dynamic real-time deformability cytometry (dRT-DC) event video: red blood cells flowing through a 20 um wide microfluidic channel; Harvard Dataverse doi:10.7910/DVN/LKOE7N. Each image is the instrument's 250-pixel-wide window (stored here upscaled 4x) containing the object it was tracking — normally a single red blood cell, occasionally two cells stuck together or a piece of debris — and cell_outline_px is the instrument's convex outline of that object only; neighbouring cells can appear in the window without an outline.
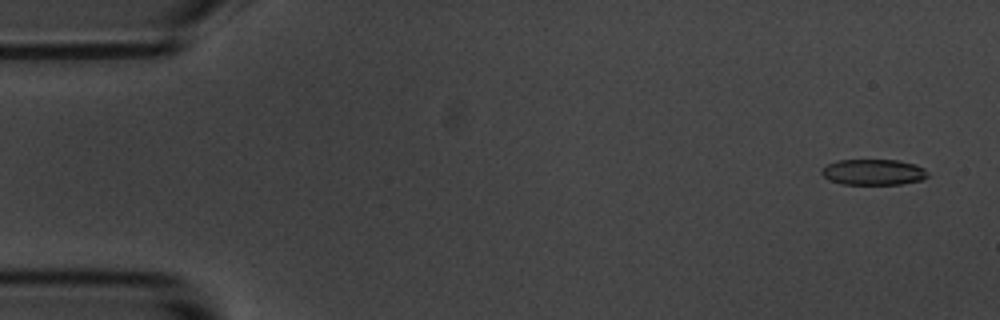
{"species": "common noctule bat (a hibernating species)", "species_latin": "Nyctalus noctula", "temperature_condition": "room temperature", "stored_images_in_passage": 4, "camera_frame_rate_fps": 3000, "um_per_image_px": 0.085, "animal": {"sex": "male", "body_mass_g": 20.1, "forearm_length_mm": 53.5}, "frame": {"image": 1, "passage_image": 1, "time_ms": 0.0, "image_size_px": [1000, 320], "cell_outline_px": [[928, 176], [924, 180], [900, 184], [840, 184], [828, 180], [820, 172], [828, 164], [840, 160], [896, 160], [916, 164], [924, 168]], "centroid_in_image_um": [74.25, 14.64], "position_along_channel_um": 10.7, "area_um2": 15.95}}
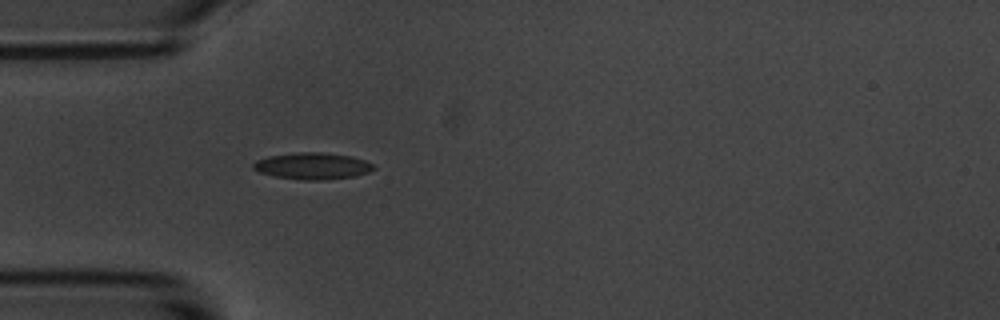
{"frame": {"image": 2, "passage_image": 4, "time_ms": 4.667, "image_size_px": [1000, 320], "cell_outline_px": [[376, 168], [368, 172], [356, 176], [316, 180], [304, 180], [276, 176], [260, 172], [252, 168], [252, 164], [256, 160], [268, 156], [296, 152], [320, 152], [352, 156], [376, 164]], "centroid_in_image_um": [26.59, 14.09], "position_along_channel_um": 58.4, "area_um2": 18.67}}